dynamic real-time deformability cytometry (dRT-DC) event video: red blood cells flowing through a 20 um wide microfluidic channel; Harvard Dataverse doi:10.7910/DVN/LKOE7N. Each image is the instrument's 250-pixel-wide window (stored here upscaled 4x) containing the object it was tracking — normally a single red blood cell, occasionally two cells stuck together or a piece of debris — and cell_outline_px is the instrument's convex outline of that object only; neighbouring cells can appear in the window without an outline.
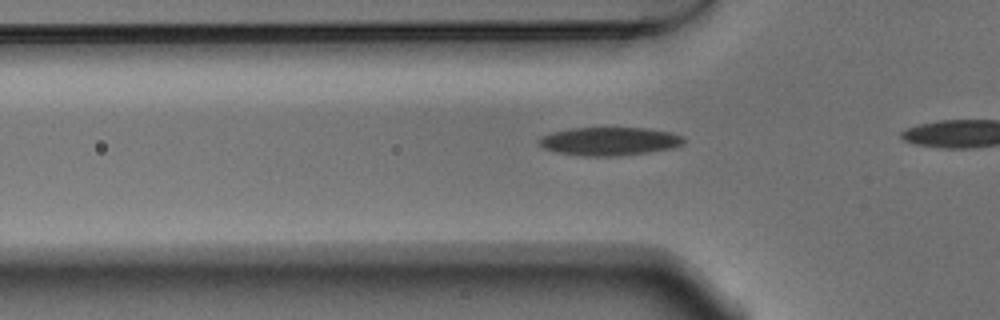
{"species": "Egyptian fruit bat (a non-hibernating species)", "species_latin": "Rousettus aegyptiacus", "temperature_condition": "warm", "stored_images_in_passage": 31, "camera_frame_rate_fps": 3000, "um_per_image_px": 0.085, "animal": {"sex": "male"}, "frame": {"image": 1, "passage_image": 6, "time_ms": 1.667, "image_size_px": [1000, 320], "cell_outline_px": [[684, 144], [672, 148], [648, 152], [620, 156], [580, 156], [556, 152], [544, 148], [536, 140], [552, 132], [568, 128], [648, 128], [672, 132], [684, 136]], "centroid_in_image_um": [51.82, 12.01], "position_along_channel_um": 74.0, "area_um2": 24.04}}
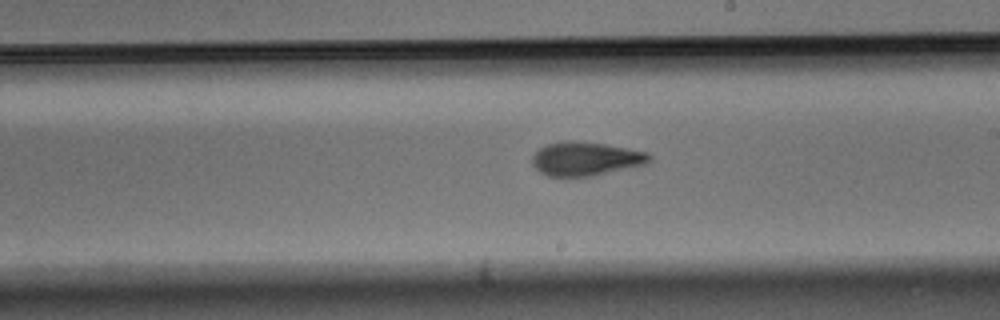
{"frame": {"image": 2, "passage_image": 19, "time_ms": 6.0, "image_size_px": [1000, 320], "cell_outline_px": [[652, 160], [644, 164], [592, 176], [548, 176], [540, 172], [532, 164], [532, 156], [544, 144], [568, 140], [572, 140], [604, 144], [628, 148], [648, 152], [652, 156]], "centroid_in_image_um": [49.77, 13.48], "position_along_channel_um": 239.2, "area_um2": 23.0}}
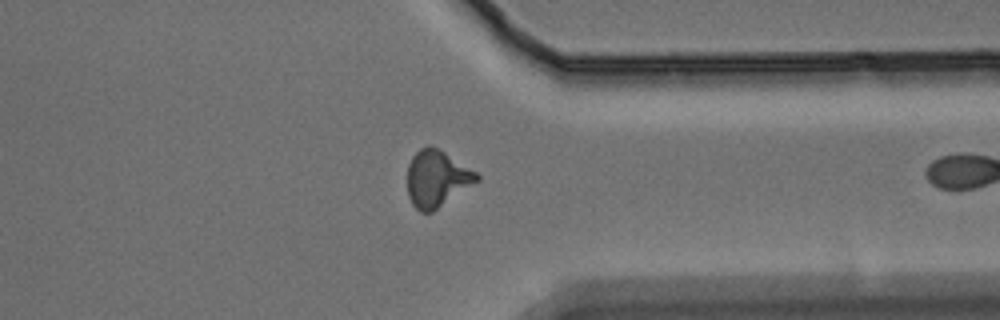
{"frame": {"image": 3, "passage_image": 30, "time_ms": 9.667, "image_size_px": [1000, 320], "cell_outline_px": [[480, 180], [432, 212], [420, 212], [412, 204], [408, 196], [408, 164], [412, 156], [420, 148], [428, 144], [444, 152], [476, 172], [480, 176]], "centroid_in_image_um": [37.12, 15.18], "position_along_channel_um": 374.3, "area_um2": 22.72}}